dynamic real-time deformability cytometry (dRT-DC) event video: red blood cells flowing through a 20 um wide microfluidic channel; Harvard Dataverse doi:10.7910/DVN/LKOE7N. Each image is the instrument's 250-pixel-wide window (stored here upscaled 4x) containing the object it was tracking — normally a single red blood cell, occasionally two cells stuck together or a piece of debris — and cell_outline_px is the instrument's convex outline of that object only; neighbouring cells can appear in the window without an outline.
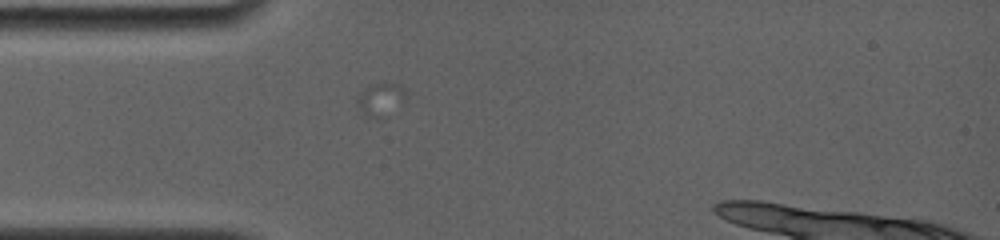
{"species": "common noctule bat (a hibernating species)", "species_latin": "Nyctalus noctula", "temperature_condition": "room temperature", "stored_images_in_passage": 8, "segment_of_instrument_passage": [1, 2], "camera_frame_rate_fps": 4000, "um_per_image_px": 0.085, "animal": {"sex": "female", "body_mass_g": 19.0, "forearm_length_mm": 56.7}, "frame": {"image": 1, "passage_image": 1, "time_ms": 0.0, "image_size_px": [1000, 240], "cell_outline_px": [[408, 96], [404, 100], [384, 116], [376, 120], [364, 120], [360, 116], [356, 104], [356, 96], [368, 84], [384, 80], [396, 84]], "centroid_in_image_um": [32.2, 8.47], "position_along_channel_um": 52.8, "area_um2": 10.06}}